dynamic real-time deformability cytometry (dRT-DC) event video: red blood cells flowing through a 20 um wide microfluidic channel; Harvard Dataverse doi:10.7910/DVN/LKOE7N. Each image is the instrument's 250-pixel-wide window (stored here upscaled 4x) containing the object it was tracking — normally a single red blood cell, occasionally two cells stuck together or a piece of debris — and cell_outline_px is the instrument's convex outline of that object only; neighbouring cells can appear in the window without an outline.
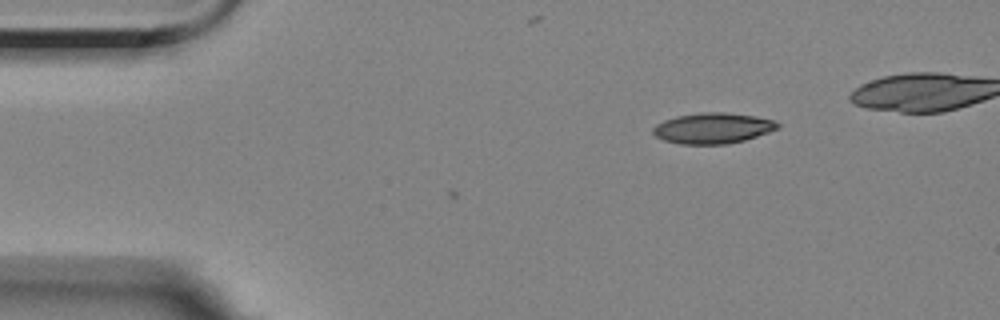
{"species": "Egyptian fruit bat (a non-hibernating species)", "species_latin": "Rousettus aegyptiacus", "temperature_condition": "room temperature", "stored_images_in_passage": 6, "camera_frame_rate_fps": 3000, "um_per_image_px": 0.085, "animal": {"sex": "female"}, "frame": {"image": 1, "passage_image": 6, "time_ms": 1.667, "image_size_px": [1000, 320], "cell_outline_px": [[780, 128], [744, 140], [728, 144], [680, 144], [664, 140], [656, 136], [652, 132], [652, 128], [656, 124], [664, 120], [676, 116], [704, 112], [724, 112], [756, 116], [776, 120], [780, 124]], "centroid_in_image_um": [60.6, 10.89], "position_along_channel_um": 24.4, "area_um2": 22.37}}